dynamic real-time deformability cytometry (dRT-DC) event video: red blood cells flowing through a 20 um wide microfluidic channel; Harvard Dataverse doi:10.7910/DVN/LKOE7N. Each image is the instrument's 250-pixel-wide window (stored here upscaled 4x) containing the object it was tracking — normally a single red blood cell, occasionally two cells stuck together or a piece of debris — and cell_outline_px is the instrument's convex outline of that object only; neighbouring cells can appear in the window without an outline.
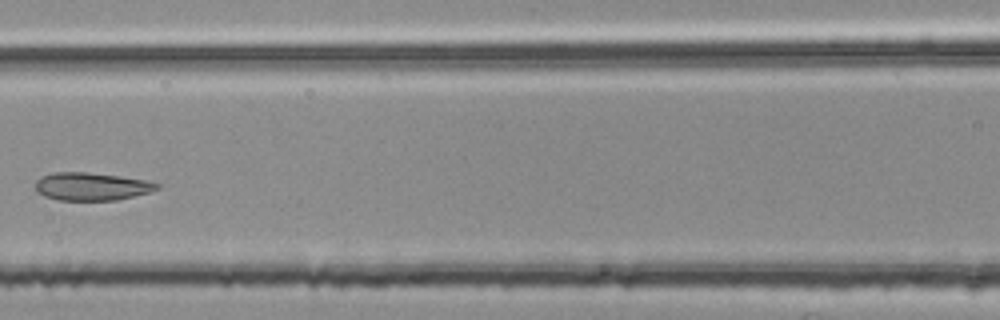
{"species": "common noctule bat (a hibernating species)", "species_latin": "Nyctalus noctula", "temperature_condition": "room temperature", "stored_images_in_passage": 5, "camera_frame_rate_fps": 3000, "um_per_image_px": 0.085, "animal": {"sex": "female", "body_mass_g": 25.1}, "frame": {"image": 1, "passage_image": 5, "time_ms": 1.333, "image_size_px": [1000, 320], "cell_outline_px": [[160, 188], [148, 192], [116, 200], [60, 200], [44, 196], [36, 188], [36, 180], [40, 176], [52, 172], [88, 172], [120, 176], [148, 180], [160, 184]], "centroid_in_image_um": [7.78, 15.83], "position_along_channel_um": 158.8, "area_um2": 19.71}}